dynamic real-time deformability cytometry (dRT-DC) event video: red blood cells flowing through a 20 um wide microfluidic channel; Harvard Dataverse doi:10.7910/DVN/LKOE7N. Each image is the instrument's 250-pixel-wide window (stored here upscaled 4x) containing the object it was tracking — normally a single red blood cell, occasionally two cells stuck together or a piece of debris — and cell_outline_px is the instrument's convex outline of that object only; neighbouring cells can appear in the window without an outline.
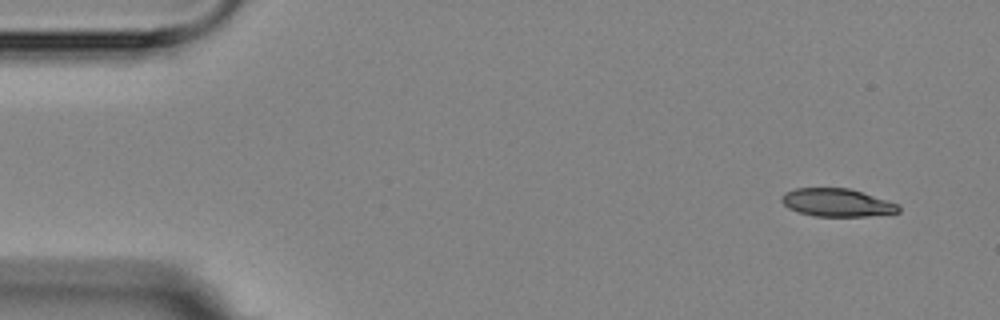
{"species": "Egyptian fruit bat (a non-hibernating species)", "species_latin": "Rousettus aegyptiacus", "temperature_condition": "room temperature", "stored_images_in_passage": 5, "camera_frame_rate_fps": 3000, "um_per_image_px": 0.085, "animal": {"sex": "female"}, "frame": {"image": 1, "passage_image": 1, "time_ms": 0.0, "image_size_px": [1000, 320], "cell_outline_px": [[900, 212], [868, 216], [812, 216], [788, 208], [780, 200], [780, 196], [784, 192], [796, 188], [848, 188], [896, 204], [900, 208]], "centroid_in_image_um": [71.06, 17.22], "position_along_channel_um": 13.9, "area_um2": 18.79}}
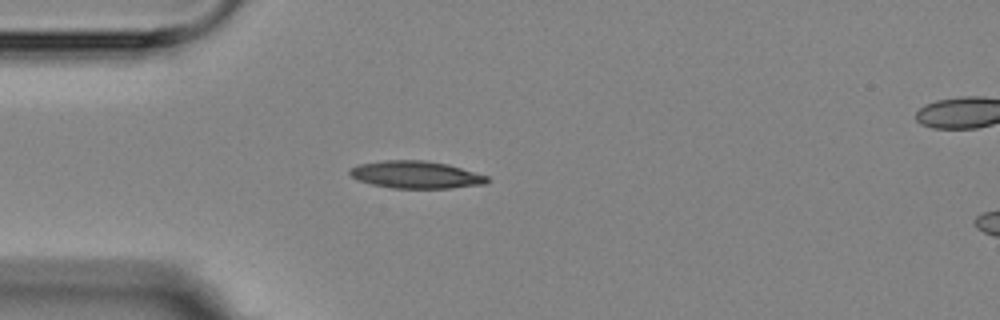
{"frame": {"image": 2, "passage_image": 4, "time_ms": 3.667, "image_size_px": [1000, 320], "cell_outline_px": [[488, 180], [484, 184], [448, 188], [392, 188], [372, 184], [356, 180], [348, 172], [352, 168], [360, 164], [384, 160], [424, 160], [448, 164], [488, 176]], "centroid_in_image_um": [35.34, 14.85], "position_along_channel_um": 49.7, "area_um2": 21.73}}